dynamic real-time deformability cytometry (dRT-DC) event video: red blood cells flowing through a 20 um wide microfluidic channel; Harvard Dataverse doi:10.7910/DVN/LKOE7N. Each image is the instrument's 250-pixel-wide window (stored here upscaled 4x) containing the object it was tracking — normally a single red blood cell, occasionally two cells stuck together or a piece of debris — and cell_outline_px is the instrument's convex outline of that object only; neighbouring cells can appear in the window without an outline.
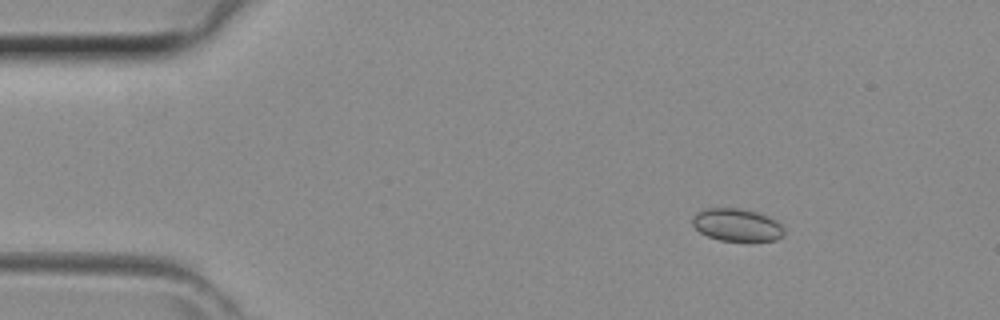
{"species": "common noctule bat (a hibernating species)", "species_latin": "Nyctalus noctula", "temperature_condition": "room temperature", "stored_images_in_passage": 41, "camera_frame_rate_fps": 3000, "um_per_image_px": 0.085, "animal": {"sex": "female", "body_mass_g": 29.2, "forearm_length_mm": 56.3}, "frame": {"image": 1, "passage_image": 4, "time_ms": 1.0, "image_size_px": [1000, 320], "cell_outline_px": [[784, 232], [776, 240], [720, 240], [708, 236], [700, 232], [692, 224], [692, 216], [696, 212], [708, 208], [736, 208], [756, 212], [768, 216], [776, 220], [784, 228]], "centroid_in_image_um": [62.61, 19.1], "position_along_channel_um": 22.4, "area_um2": 17.17}}
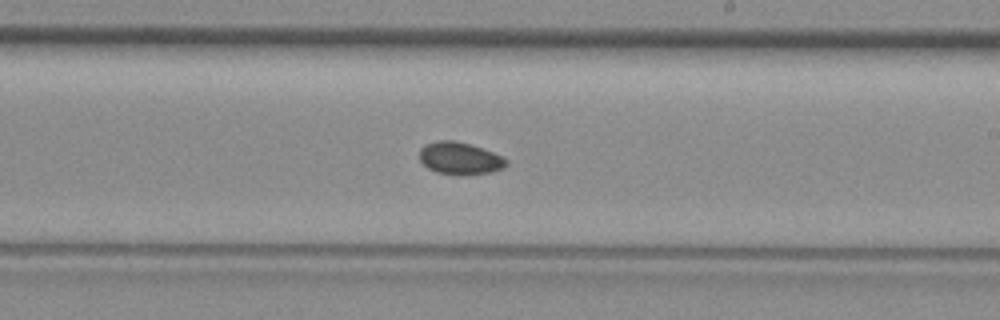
{"frame": {"image": 2, "passage_image": 23, "time_ms": 7.333, "image_size_px": [1000, 320], "cell_outline_px": [[508, 164], [504, 168], [492, 172], [436, 172], [428, 168], [420, 160], [420, 148], [424, 144], [440, 140], [456, 140], [504, 156], [508, 160]], "centroid_in_image_um": [39.09, 13.41], "position_along_channel_um": 249.9, "area_um2": 15.72}}
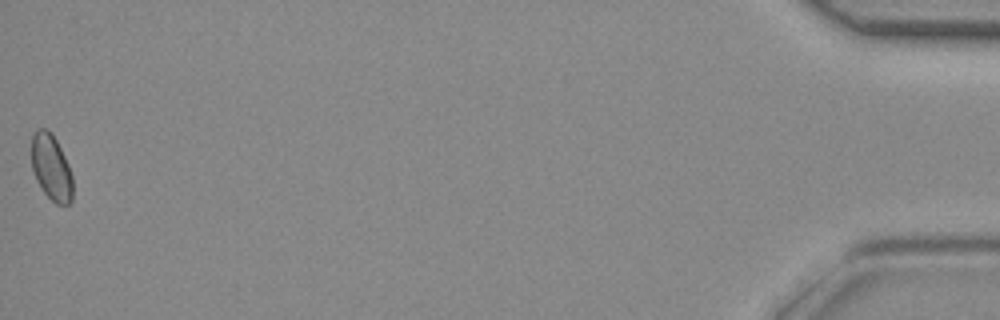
{"frame": {"image": 3, "passage_image": 41, "time_ms": 13.333, "image_size_px": [1000, 320], "cell_outline_px": [[72, 200], [68, 204], [56, 204], [44, 192], [36, 180], [32, 168], [32, 132], [36, 128], [44, 128], [52, 132], [68, 164], [72, 176]], "centroid_in_image_um": [4.34, 14.2], "position_along_channel_um": 430.9, "area_um2": 15.78}}